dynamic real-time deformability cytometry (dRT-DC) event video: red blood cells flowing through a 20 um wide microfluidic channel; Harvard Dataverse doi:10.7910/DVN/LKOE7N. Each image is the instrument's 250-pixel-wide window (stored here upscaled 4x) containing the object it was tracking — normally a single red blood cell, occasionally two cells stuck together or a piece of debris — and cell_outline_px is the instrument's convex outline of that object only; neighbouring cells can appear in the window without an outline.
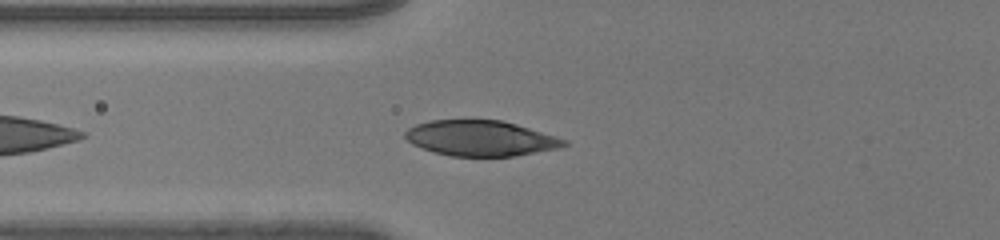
{"species": "human", "species_latin": "Homo sapiens", "temperature_condition": "room temperature", "stored_images_in_passage": 36, "camera_frame_rate_fps": 3000, "um_per_image_px": 0.085, "donor": {"sex": "male"}, "frame": {"image": 1, "passage_image": 6, "time_ms": 1.667, "image_size_px": [1000, 240], "cell_outline_px": [[568, 144], [560, 148], [516, 156], [452, 156], [432, 152], [412, 144], [404, 136], [404, 132], [408, 128], [416, 124], [432, 120], [500, 120], [516, 124], [568, 140]], "centroid_in_image_um": [40.85, 11.76], "position_along_channel_um": 85.0, "area_um2": 32.83}}
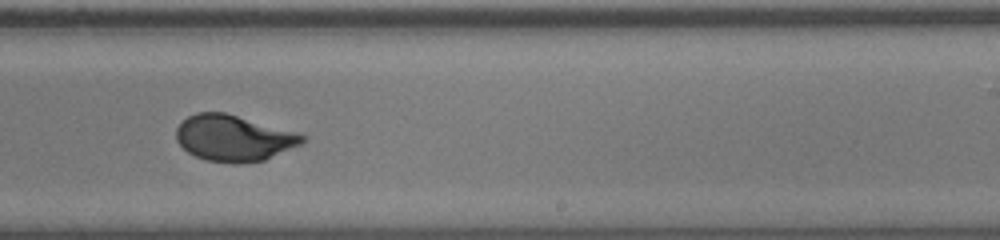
{"frame": {"image": 2, "passage_image": 20, "time_ms": 6.333, "image_size_px": [1000, 240], "cell_outline_px": [[308, 136], [300, 144], [264, 160], [236, 164], [232, 164], [204, 160], [188, 152], [176, 140], [176, 128], [188, 116], [196, 112], [224, 112], [296, 132]], "centroid_in_image_um": [19.84, 11.74], "position_along_channel_um": 269.2, "area_um2": 33.7}}
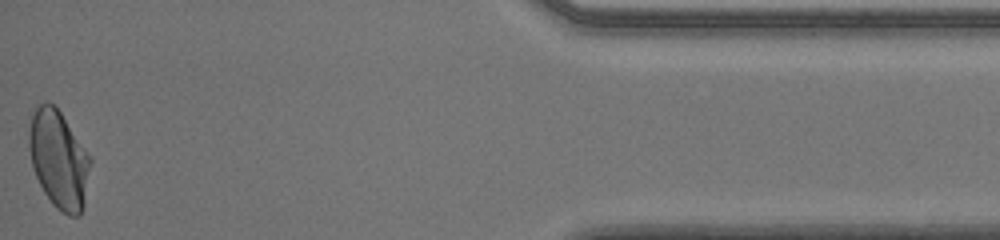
{"frame": {"image": 3, "passage_image": 36, "time_ms": 11.667, "image_size_px": [1000, 240], "cell_outline_px": [[92, 160], [84, 208], [80, 216], [68, 216], [60, 212], [52, 204], [44, 192], [32, 168], [28, 148], [28, 132], [32, 116], [36, 108], [44, 100], [48, 100], [60, 112], [92, 156]], "centroid_in_image_um": [5.01, 13.58], "position_along_channel_um": 430.2, "area_um2": 35.6}, "authors_computed_cell_mechanics": {"area_um2": 34.102, "velocity_mm_per_s": 3.9947, "shape_relaxation_time_tau1_ms": 3.1947, "shape_relaxation_time_tau2_ms": null, "deformation_change_tau1": 0.1698, "deformation_change_tau2": null}}